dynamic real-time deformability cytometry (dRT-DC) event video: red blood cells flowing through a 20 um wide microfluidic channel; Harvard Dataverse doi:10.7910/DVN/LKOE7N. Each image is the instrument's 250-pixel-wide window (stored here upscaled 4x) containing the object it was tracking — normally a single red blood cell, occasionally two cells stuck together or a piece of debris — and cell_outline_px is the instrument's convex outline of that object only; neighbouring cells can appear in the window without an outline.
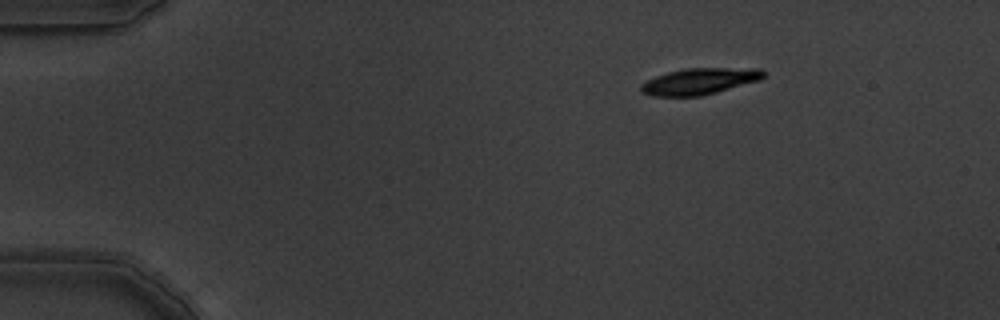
{"species": "common noctule bat (a hibernating species)", "species_latin": "Nyctalus noctula", "temperature_condition": "warm", "stored_images_in_passage": 3, "camera_frame_rate_fps": 3000, "um_per_image_px": 0.085, "animal": {"sex": "male", "body_mass_g": 19.5, "forearm_length_mm": 54.6}, "frame": {"image": 1, "passage_image": 1, "time_ms": 0.0, "image_size_px": [1000, 320], "cell_outline_px": [[764, 76], [760, 80], [716, 92], [700, 96], [652, 96], [640, 92], [640, 84], [656, 76], [668, 72], [684, 68], [760, 68], [764, 72]], "centroid_in_image_um": [59.44, 6.91], "position_along_channel_um": 25.6, "area_um2": 18.79}}